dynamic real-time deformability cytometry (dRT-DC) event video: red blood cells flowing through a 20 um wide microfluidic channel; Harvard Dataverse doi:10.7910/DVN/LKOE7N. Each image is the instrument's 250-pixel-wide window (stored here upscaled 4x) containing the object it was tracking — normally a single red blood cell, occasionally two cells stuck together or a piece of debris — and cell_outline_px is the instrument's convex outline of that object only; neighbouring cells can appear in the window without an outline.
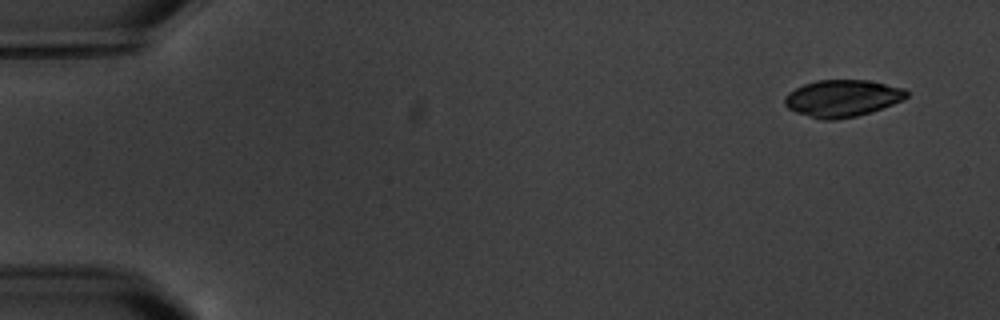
{"species": "common noctule bat (a hibernating species)", "species_latin": "Nyctalus noctula", "temperature_condition": "warm", "stored_images_in_passage": 5, "camera_frame_rate_fps": 3000, "um_per_image_px": 0.085, "animal": {"sex": "male", "body_mass_g": 20.1, "forearm_length_mm": 53.5}, "frame": {"image": 1, "passage_image": 1, "time_ms": 0.0, "image_size_px": [1000, 320], "cell_outline_px": [[908, 96], [892, 104], [856, 116], [836, 120], [820, 120], [796, 112], [788, 108], [784, 104], [784, 96], [788, 92], [804, 84], [816, 80], [868, 80], [904, 88], [908, 92]], "centroid_in_image_um": [71.55, 8.35], "position_along_channel_um": 13.5, "area_um2": 26.13}}
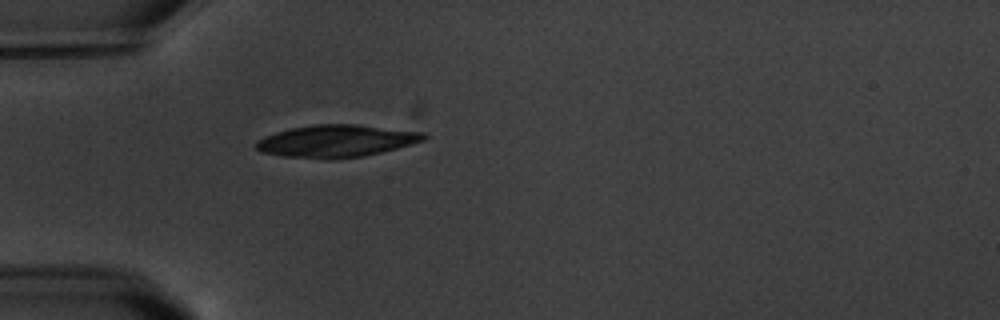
{"frame": {"image": 2, "passage_image": 5, "time_ms": 4.667, "image_size_px": [1000, 320], "cell_outline_px": [[428, 136], [424, 140], [396, 148], [364, 156], [332, 160], [324, 160], [284, 156], [260, 152], [256, 148], [256, 140], [264, 136], [276, 132], [292, 128], [312, 124], [356, 124], [428, 132]], "centroid_in_image_um": [28.59, 11.99], "position_along_channel_um": 56.4, "area_um2": 31.91}}